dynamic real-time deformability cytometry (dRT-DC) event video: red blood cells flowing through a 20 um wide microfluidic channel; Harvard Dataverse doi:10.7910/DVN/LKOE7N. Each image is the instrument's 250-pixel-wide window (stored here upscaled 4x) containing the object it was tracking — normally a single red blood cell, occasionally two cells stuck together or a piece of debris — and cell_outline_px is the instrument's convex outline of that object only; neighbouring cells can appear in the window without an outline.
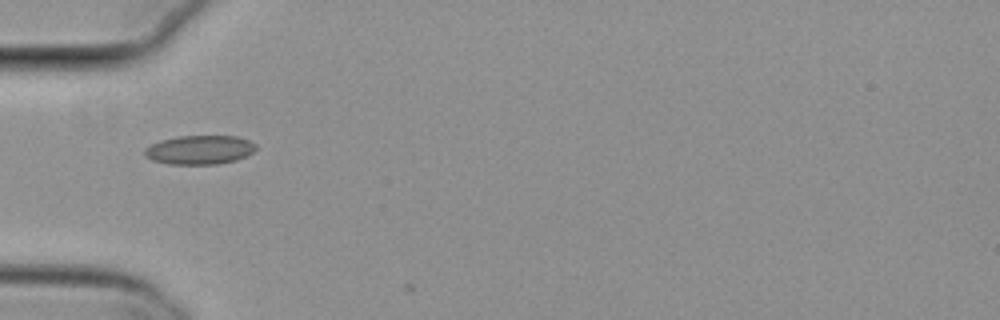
{"species": "common noctule bat (a hibernating species)", "species_latin": "Nyctalus noctula", "temperature_condition": "cold", "stored_images_in_passage": 1, "camera_frame_rate_fps": 3000, "um_per_image_px": 0.085, "animal": {"sex": "female", "body_mass_g": 29.2, "forearm_length_mm": 56.3}, "frame": {"image": 1, "passage_image": 1, "time_ms": 0.0, "image_size_px": [1000, 320], "cell_outline_px": [[256, 148], [252, 152], [236, 160], [216, 164], [168, 164], [152, 160], [144, 156], [144, 148], [160, 140], [176, 136], [236, 136], [248, 140], [256, 144]], "centroid_in_image_um": [16.93, 12.73], "position_along_channel_um": 68.1, "area_um2": 18.79}}